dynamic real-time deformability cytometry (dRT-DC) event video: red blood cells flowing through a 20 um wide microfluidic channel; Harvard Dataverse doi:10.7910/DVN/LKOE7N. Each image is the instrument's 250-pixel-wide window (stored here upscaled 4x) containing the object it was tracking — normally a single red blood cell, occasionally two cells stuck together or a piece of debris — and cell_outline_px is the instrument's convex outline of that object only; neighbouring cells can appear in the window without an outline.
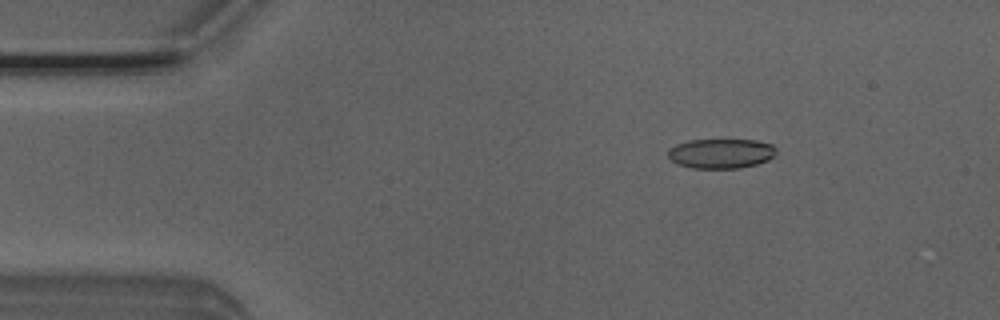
{"species": "Egyptian fruit bat (a non-hibernating species)", "species_latin": "Rousettus aegyptiacus", "temperature_condition": "room temperature", "stored_images_in_passage": 46, "camera_frame_rate_fps": 3000, "um_per_image_px": 0.085, "animal": {"sex": "male"}, "frame": {"image": 1, "passage_image": 7, "time_ms": 2.0, "image_size_px": [1000, 320], "cell_outline_px": [[776, 152], [768, 160], [756, 164], [740, 168], [692, 168], [676, 164], [668, 156], [668, 148], [676, 144], [688, 140], [756, 140], [772, 144], [776, 148]], "centroid_in_image_um": [61.26, 13.04], "position_along_channel_um": 23.7, "area_um2": 18.79}}
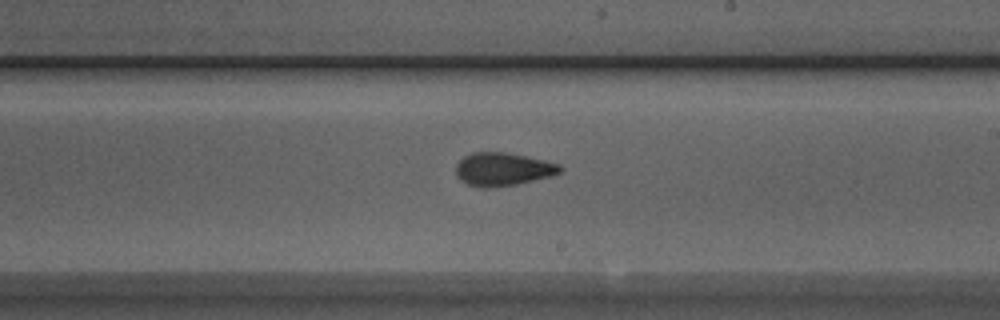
{"frame": {"image": 2, "passage_image": 29, "time_ms": 9.333, "image_size_px": [1000, 320], "cell_outline_px": [[564, 168], [560, 172], [552, 176], [516, 184], [488, 188], [484, 188], [468, 184], [460, 180], [456, 176], [456, 164], [464, 156], [472, 152], [508, 152], [544, 160], [560, 164]], "centroid_in_image_um": [42.74, 14.37], "position_along_channel_um": 246.3, "area_um2": 20.23}}
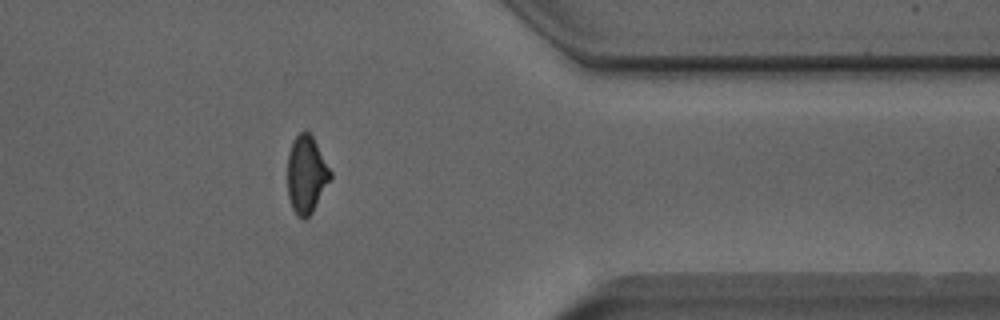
{"frame": {"image": 3, "passage_image": 41, "time_ms": 13.333, "image_size_px": [1000, 320], "cell_outline_px": [[332, 176], [312, 212], [304, 220], [296, 216], [292, 208], [288, 196], [288, 152], [292, 140], [304, 128], [312, 136], [332, 172]], "centroid_in_image_um": [26.03, 14.82], "position_along_channel_um": 385.4, "area_um2": 19.36}, "authors_computed_cell_mechanics": {"area_um2": 19.8254, "velocity_mm_per_s": 3.9437, "shape_relaxation_time_tau1_ms": 6.1183, "shape_relaxation_time_tau2_ms": 2.1143, "deformation_change_tau1": 0.1609, "deformation_change_tau2": 0.0943}}